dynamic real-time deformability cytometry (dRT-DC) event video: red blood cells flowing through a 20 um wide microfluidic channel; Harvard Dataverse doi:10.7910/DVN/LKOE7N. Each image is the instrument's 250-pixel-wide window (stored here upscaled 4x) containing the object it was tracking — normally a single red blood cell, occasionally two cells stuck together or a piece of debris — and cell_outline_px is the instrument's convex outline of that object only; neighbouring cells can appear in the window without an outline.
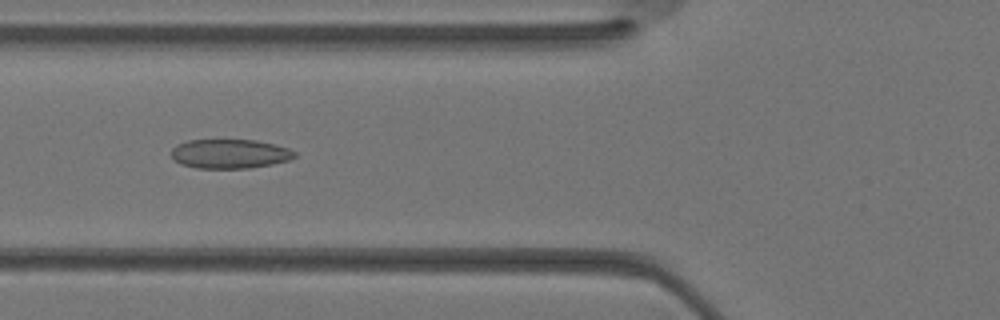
{"species": "Egyptian fruit bat (a non-hibernating species)", "species_latin": "Rousettus aegyptiacus", "temperature_condition": "warm", "stored_images_in_passage": 33, "camera_frame_rate_fps": 3000, "um_per_image_px": 0.085, "animal": {"sex": "female"}, "frame": {"image": 1, "passage_image": 12, "time_ms": 3.667, "image_size_px": [1000, 320], "cell_outline_px": [[296, 156], [288, 160], [272, 164], [248, 168], [196, 168], [180, 164], [172, 160], [172, 148], [176, 144], [188, 140], [256, 140], [276, 144], [288, 148], [296, 152]], "centroid_in_image_um": [19.51, 13.07], "position_along_channel_um": 106.3, "area_um2": 21.15}}
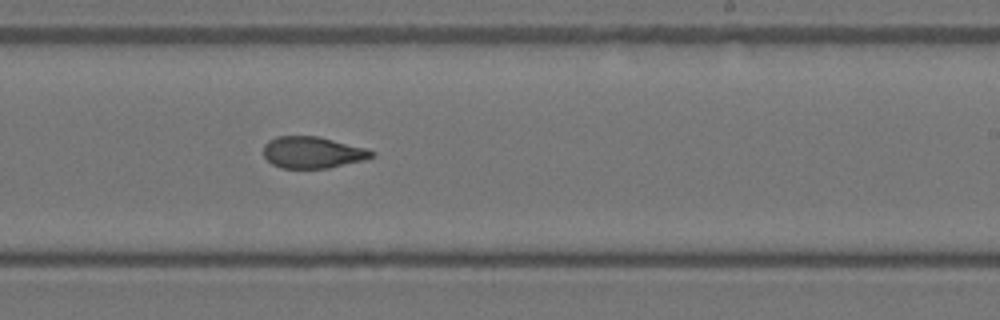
{"frame": {"image": 2, "passage_image": 20, "time_ms": 6.333, "image_size_px": [1000, 320], "cell_outline_px": [[376, 156], [364, 160], [328, 168], [280, 168], [272, 164], [264, 156], [264, 144], [268, 140], [276, 136], [316, 136], [368, 148], [376, 152]], "centroid_in_image_um": [26.59, 12.95], "position_along_channel_um": 262.4, "area_um2": 20.06}}
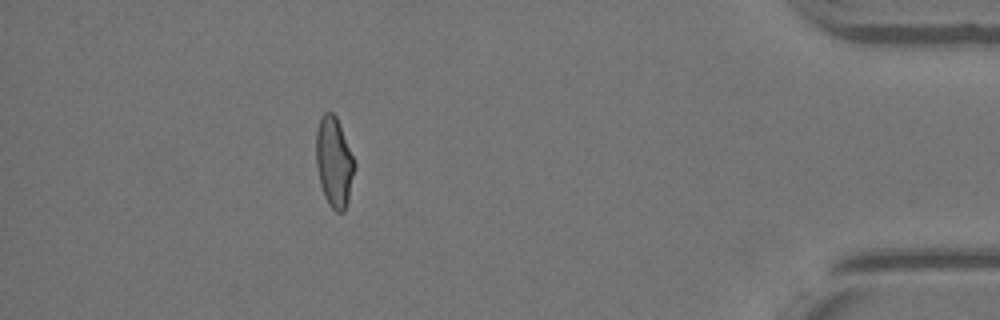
{"frame": {"image": 3, "passage_image": 30, "time_ms": 9.667, "image_size_px": [1000, 320], "cell_outline_px": [[356, 168], [348, 200], [344, 212], [336, 212], [328, 204], [324, 196], [320, 184], [316, 164], [316, 128], [320, 116], [324, 112], [332, 112], [336, 116], [356, 164]], "centroid_in_image_um": [28.39, 13.78], "position_along_channel_um": 406.8, "area_um2": 20.35}}